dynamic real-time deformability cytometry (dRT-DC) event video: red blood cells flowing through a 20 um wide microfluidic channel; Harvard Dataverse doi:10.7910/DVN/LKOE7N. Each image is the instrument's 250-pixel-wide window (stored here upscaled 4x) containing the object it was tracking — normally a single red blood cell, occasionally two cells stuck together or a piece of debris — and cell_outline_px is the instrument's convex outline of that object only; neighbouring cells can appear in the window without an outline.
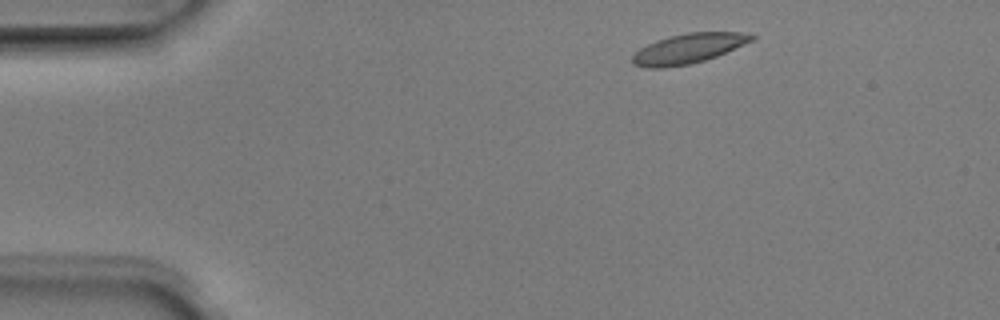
{"species": "Egyptian fruit bat (a non-hibernating species)", "species_latin": "Rousettus aegyptiacus", "temperature_condition": "room temperature", "stored_images_in_passage": 3, "camera_frame_rate_fps": 3000, "um_per_image_px": 0.085, "animal": {"sex": "male"}, "frame": {"image": 1, "passage_image": 1, "time_ms": 0.0, "image_size_px": [1000, 320], "cell_outline_px": [[756, 40], [716, 56], [704, 60], [688, 64], [664, 68], [644, 68], [632, 64], [632, 56], [640, 48], [656, 40], [668, 36], [688, 32], [740, 32], [756, 36]], "centroid_in_image_um": [58.51, 4.12], "position_along_channel_um": 26.5, "area_um2": 20.81}}